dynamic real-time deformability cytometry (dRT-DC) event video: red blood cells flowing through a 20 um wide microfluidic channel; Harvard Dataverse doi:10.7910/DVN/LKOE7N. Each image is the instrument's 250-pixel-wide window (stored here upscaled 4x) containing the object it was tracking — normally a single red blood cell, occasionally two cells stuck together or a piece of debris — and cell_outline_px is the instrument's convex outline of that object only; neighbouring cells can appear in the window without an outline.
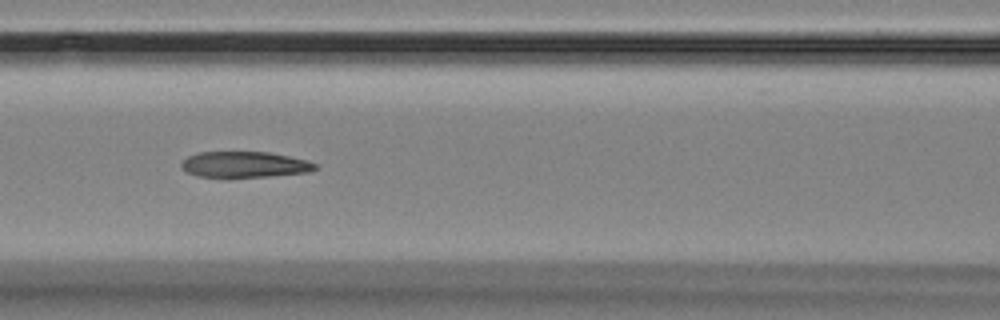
{"species": "Egyptian fruit bat (a non-hibernating species)", "species_latin": "Rousettus aegyptiacus", "temperature_condition": "room temperature", "stored_images_in_passage": 9, "camera_frame_rate_fps": 3000, "um_per_image_px": 0.085, "animal": {"sex": "female"}, "frame": {"image": 1, "passage_image": 6, "time_ms": 7.333, "image_size_px": [1000, 320], "cell_outline_px": [[316, 168], [308, 172], [272, 176], [228, 180], [196, 176], [180, 168], [180, 164], [188, 156], [200, 152], [268, 152], [308, 160], [316, 164]], "centroid_in_image_um": [20.73, 14.03], "position_along_channel_um": 145.9, "area_um2": 20.98}}
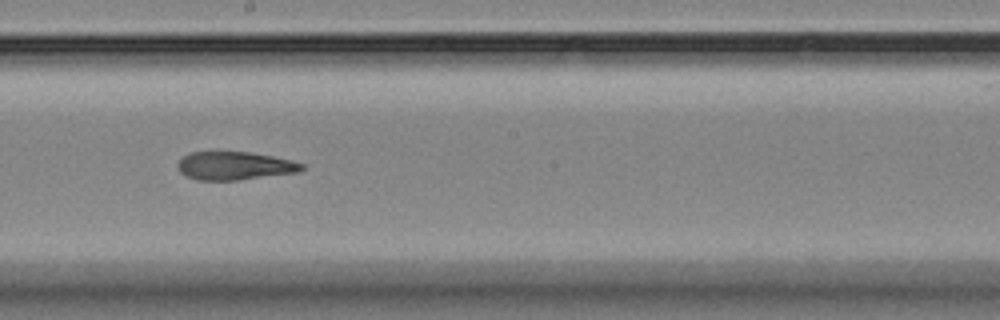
{"frame": {"image": 2, "passage_image": 8, "time_ms": 9.667, "image_size_px": [1000, 320], "cell_outline_px": [[304, 168], [300, 172], [240, 180], [196, 180], [180, 172], [176, 164], [188, 152], [248, 152], [272, 156], [292, 160], [304, 164]], "centroid_in_image_um": [19.96, 14.1], "position_along_channel_um": 228.2, "area_um2": 20.46}}
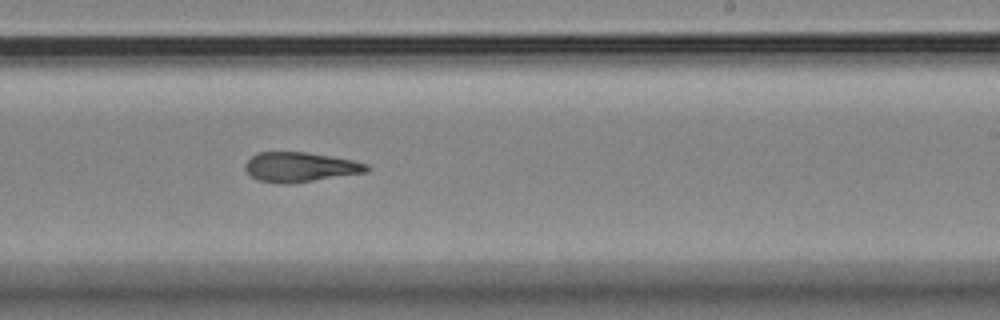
{"frame": {"image": 3, "passage_image": 9, "time_ms": 10.667, "image_size_px": [1000, 320], "cell_outline_px": [[372, 168], [368, 172], [292, 184], [284, 184], [260, 180], [252, 176], [244, 168], [244, 164], [256, 152], [304, 152], [332, 156], [352, 160], [368, 164]], "centroid_in_image_um": [25.55, 14.2], "position_along_channel_um": 263.4, "area_um2": 21.15}}